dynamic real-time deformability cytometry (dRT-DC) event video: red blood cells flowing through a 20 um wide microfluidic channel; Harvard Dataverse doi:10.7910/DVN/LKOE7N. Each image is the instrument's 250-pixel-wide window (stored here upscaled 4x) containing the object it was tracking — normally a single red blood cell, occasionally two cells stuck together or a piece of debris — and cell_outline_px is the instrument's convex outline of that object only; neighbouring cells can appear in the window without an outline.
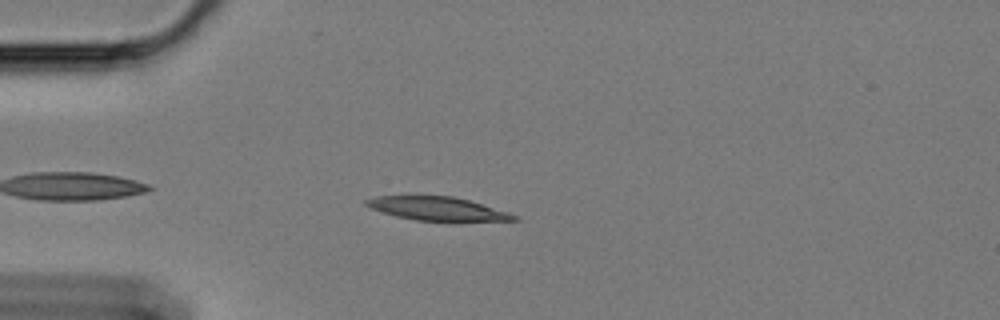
{"species": "Egyptian fruit bat (a non-hibernating species)", "species_latin": "Rousettus aegyptiacus", "temperature_condition": "cold", "stored_images_in_passage": 43, "camera_frame_rate_fps": 3000, "um_per_image_px": 0.085, "animal": {"sex": "female"}, "frame": {"image": 1, "passage_image": 6, "time_ms": 1.667, "image_size_px": [1000, 320], "cell_outline_px": [[520, 220], [416, 220], [396, 216], [372, 208], [364, 204], [364, 200], [376, 196], [452, 196], [468, 200], [508, 212], [516, 216]], "centroid_in_image_um": [37.12, 17.72], "position_along_channel_um": 47.9, "area_um2": 19.59}}
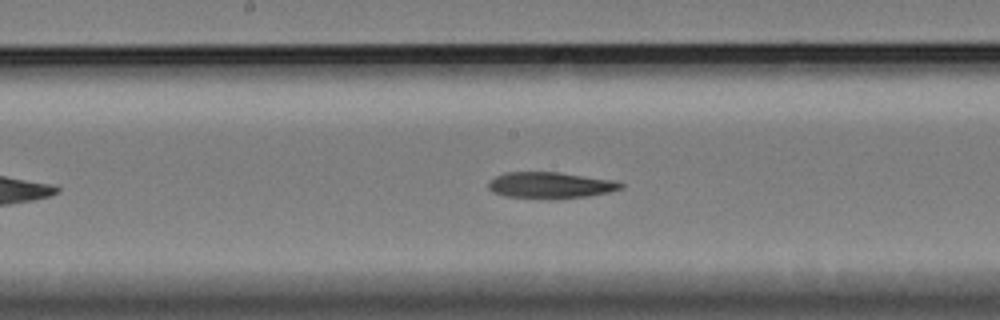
{"frame": {"image": 2, "passage_image": 21, "time_ms": 6.667, "image_size_px": [1000, 320], "cell_outline_px": [[624, 188], [608, 192], [588, 196], [548, 200], [504, 196], [492, 192], [488, 188], [488, 180], [504, 172], [556, 172], [616, 180], [624, 184]], "centroid_in_image_um": [46.76, 15.76], "position_along_channel_um": 201.4, "area_um2": 20.69}}
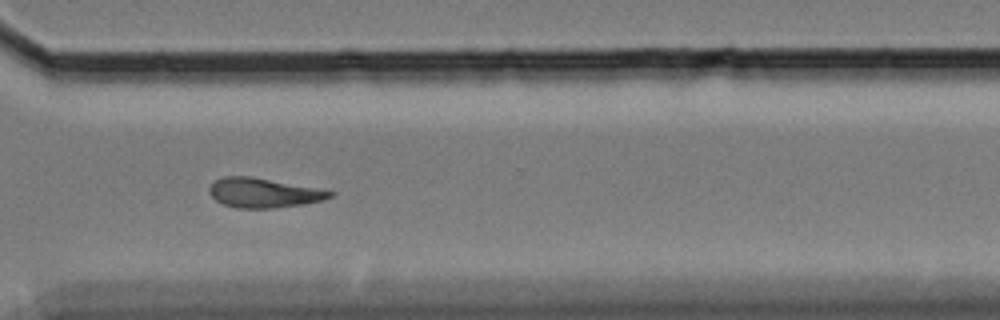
{"frame": {"image": 3, "passage_image": 34, "time_ms": 11.0, "image_size_px": [1000, 320], "cell_outline_px": [[336, 192], [332, 196], [324, 200], [304, 204], [272, 208], [236, 208], [224, 204], [216, 200], [208, 192], [208, 188], [216, 180], [224, 176], [248, 176], [316, 188]], "centroid_in_image_um": [22.39, 16.4], "position_along_channel_um": 348.2, "area_um2": 20.52}}